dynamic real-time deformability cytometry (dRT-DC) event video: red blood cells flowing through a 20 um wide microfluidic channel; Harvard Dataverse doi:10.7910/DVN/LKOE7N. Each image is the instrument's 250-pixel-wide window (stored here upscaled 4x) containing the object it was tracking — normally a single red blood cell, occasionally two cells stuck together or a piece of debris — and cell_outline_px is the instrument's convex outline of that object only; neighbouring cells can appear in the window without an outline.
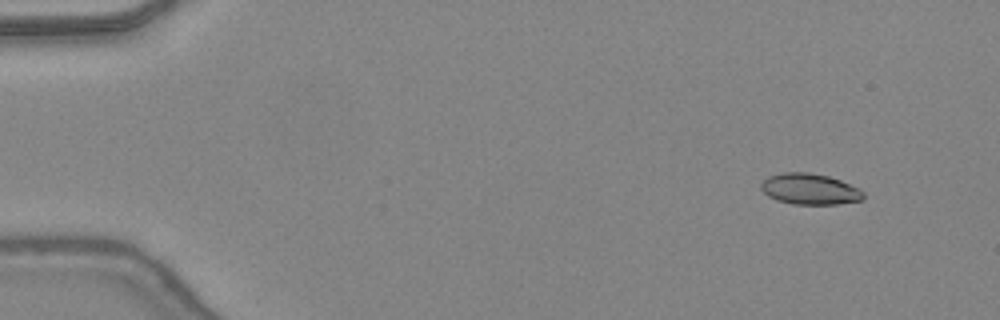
{"species": "common noctule bat (a hibernating species)", "species_latin": "Nyctalus noctula", "temperature_condition": "warm", "stored_images_in_passage": 11, "camera_frame_rate_fps": 3000, "um_per_image_px": 0.085, "animal": {"sex": "female", "body_mass_g": 24.6, "forearm_length_mm": 56.2}, "frame": {"image": 1, "passage_image": 1, "time_ms": 0.0, "image_size_px": [1000, 320], "cell_outline_px": [[864, 196], [860, 200], [836, 204], [792, 204], [776, 200], [768, 196], [760, 188], [760, 184], [768, 176], [780, 172], [808, 172], [828, 176], [840, 180], [860, 188], [864, 192]], "centroid_in_image_um": [68.81, 16.06], "position_along_channel_um": 16.2, "area_um2": 18.55}}